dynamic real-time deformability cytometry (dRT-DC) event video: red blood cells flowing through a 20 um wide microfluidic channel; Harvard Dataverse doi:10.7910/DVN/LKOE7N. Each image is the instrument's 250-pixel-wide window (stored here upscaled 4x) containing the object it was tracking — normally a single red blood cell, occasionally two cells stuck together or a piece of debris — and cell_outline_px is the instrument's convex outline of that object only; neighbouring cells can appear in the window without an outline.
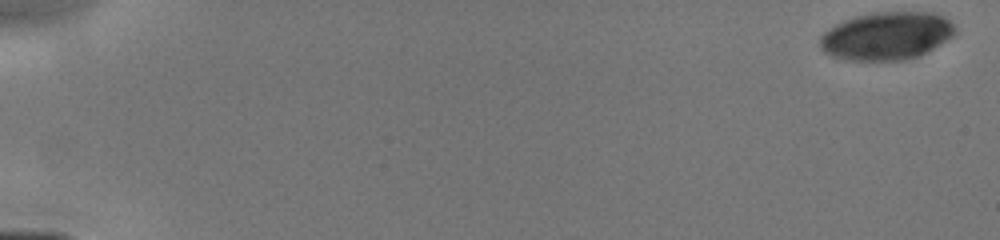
{"species": "human", "species_latin": "Homo sapiens", "temperature_condition": "cold", "stored_images_in_passage": 39, "camera_frame_rate_fps": 3000, "um_per_image_px": 0.085, "donor": {"sex": "male"}, "frame": {"image": 1, "passage_image": 1, "time_ms": 0.0, "image_size_px": [1000, 240], "cell_outline_px": [[956, 32], [952, 36], [940, 44], [916, 56], [904, 60], [848, 60], [832, 56], [824, 52], [820, 48], [820, 36], [824, 32], [836, 24], [844, 20], [856, 16], [876, 12], [932, 12], [944, 16], [956, 28]], "centroid_in_image_um": [75.34, 3.04], "position_along_channel_um": 9.7, "area_um2": 37.45}}
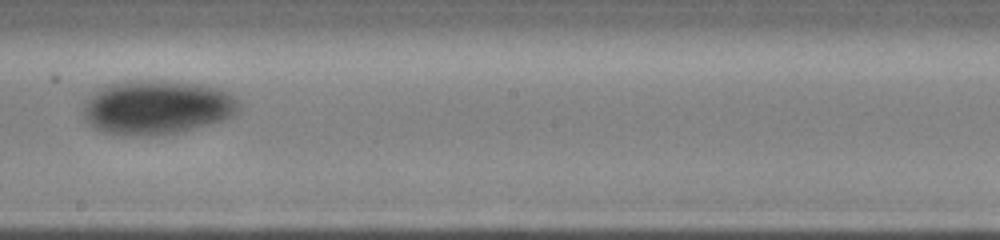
{"frame": {"image": 2, "passage_image": 24, "time_ms": 9.333, "image_size_px": [1000, 240], "cell_outline_px": [[240, 112], [224, 120], [176, 132], [136, 136], [128, 136], [104, 132], [88, 124], [84, 120], [84, 100], [92, 92], [104, 84], [116, 80], [164, 80], [204, 84], [220, 88], [228, 92], [240, 100]], "centroid_in_image_um": [13.32, 9.08], "position_along_channel_um": 234.9, "area_um2": 50.05}}
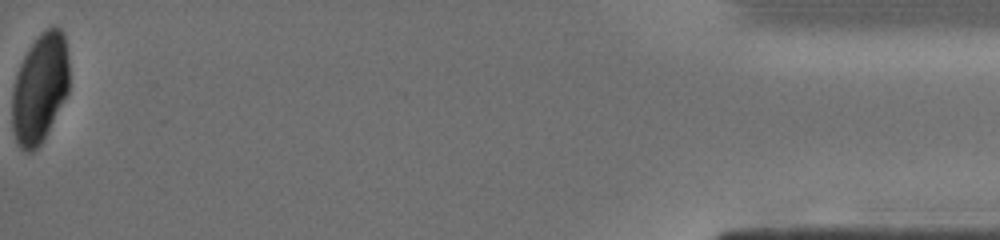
{"frame": {"image": 3, "passage_image": 39, "time_ms": 15.667, "image_size_px": [1000, 240], "cell_outline_px": [[68, 92], [40, 144], [32, 152], [24, 152], [16, 144], [12, 132], [12, 88], [20, 64], [28, 48], [40, 32], [56, 24], [64, 32], [68, 56]], "centroid_in_image_um": [3.37, 7.48], "position_along_channel_um": 431.8, "area_um2": 36.53}}